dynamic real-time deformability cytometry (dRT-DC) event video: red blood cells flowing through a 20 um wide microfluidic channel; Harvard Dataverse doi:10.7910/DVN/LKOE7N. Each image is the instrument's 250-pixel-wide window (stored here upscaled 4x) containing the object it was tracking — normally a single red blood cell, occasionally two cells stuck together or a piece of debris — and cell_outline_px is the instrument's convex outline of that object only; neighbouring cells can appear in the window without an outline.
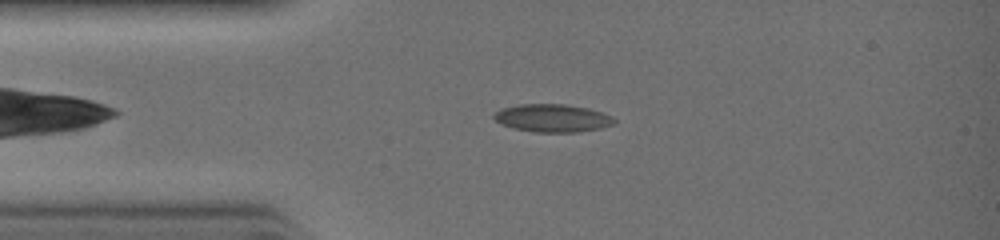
{"species": "common noctule bat (a hibernating species)", "species_latin": "Nyctalus noctula", "temperature_condition": "warm", "stored_images_in_passage": 30, "camera_frame_rate_fps": 3000, "um_per_image_px": 0.085, "animal": {"sex": "female", "body_mass_g": 19.0, "forearm_length_mm": 51.5}, "frame": {"image": 1, "passage_image": 5, "time_ms": 1.333, "image_size_px": [1000, 240], "cell_outline_px": [[616, 124], [600, 128], [580, 132], [532, 132], [512, 128], [500, 124], [492, 116], [500, 108], [520, 104], [564, 104], [588, 108], [612, 116], [616, 120]], "centroid_in_image_um": [46.95, 10.04], "position_along_channel_um": 38.1, "area_um2": 19.71}}
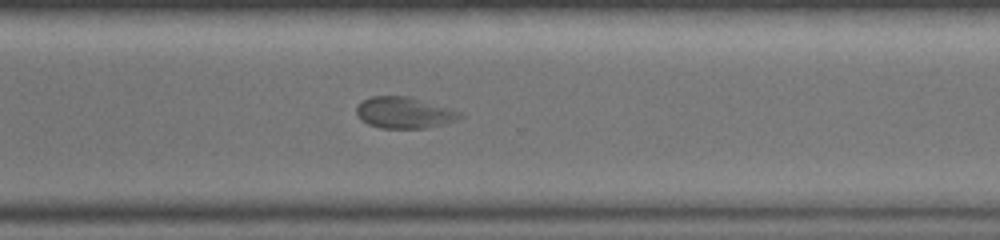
{"frame": {"image": 2, "passage_image": 21, "time_ms": 6.667, "image_size_px": [1000, 240], "cell_outline_px": [[464, 116], [456, 120], [444, 124], [424, 128], [380, 128], [368, 124], [360, 120], [356, 112], [356, 108], [364, 100], [372, 96], [404, 96], [448, 108], [460, 112]], "centroid_in_image_um": [34.33, 9.6], "position_along_channel_um": 336.3, "area_um2": 18.5}}
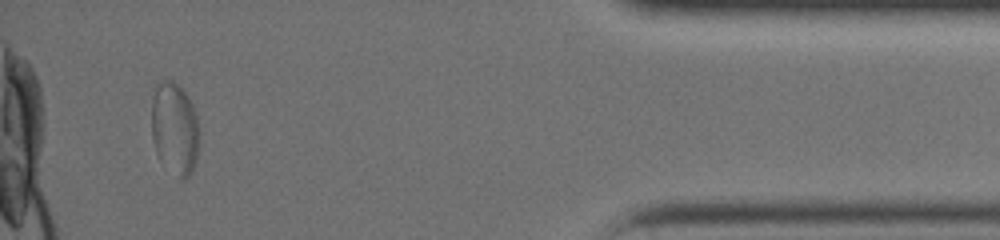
{"frame": {"image": 3, "passage_image": 28, "time_ms": 9.0, "image_size_px": [1000, 240], "cell_outline_px": [[200, 136], [196, 160], [192, 172], [184, 180], [180, 180], [160, 160], [156, 152], [152, 140], [152, 100], [156, 84], [160, 80], [172, 80], [184, 88], [192, 104], [196, 116], [200, 132]], "centroid_in_image_um": [14.86, 10.91], "position_along_channel_um": 420.3, "area_um2": 26.18}}